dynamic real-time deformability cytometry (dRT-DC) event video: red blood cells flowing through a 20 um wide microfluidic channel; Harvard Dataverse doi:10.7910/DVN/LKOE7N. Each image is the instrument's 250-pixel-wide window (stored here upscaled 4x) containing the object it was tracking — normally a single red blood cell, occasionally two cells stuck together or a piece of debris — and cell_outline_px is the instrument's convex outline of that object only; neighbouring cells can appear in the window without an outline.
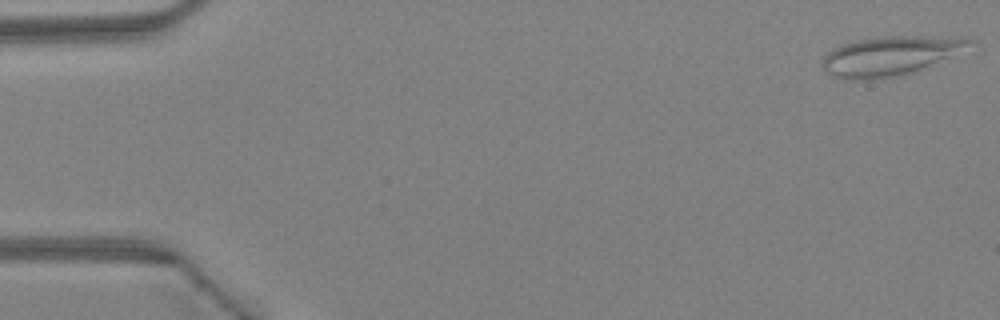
{"species": "Egyptian fruit bat (a non-hibernating species)", "species_latin": "Rousettus aegyptiacus", "temperature_condition": "warm", "stored_images_in_passage": 45, "camera_frame_rate_fps": 3000, "um_per_image_px": 0.085, "animal": {"sex": "female"}, "frame": {"image": 1, "passage_image": 1, "time_ms": 0.0, "image_size_px": [1000, 320], "cell_outline_px": [[972, 40], [948, 56], [916, 72], [904, 76], [876, 80], [844, 80], [832, 76], [824, 72], [824, 56], [832, 48], [840, 44], [856, 40], [884, 36], [924, 36]], "centroid_in_image_um": [75.44, 4.8], "position_along_channel_um": 9.6, "area_um2": 33.06}}
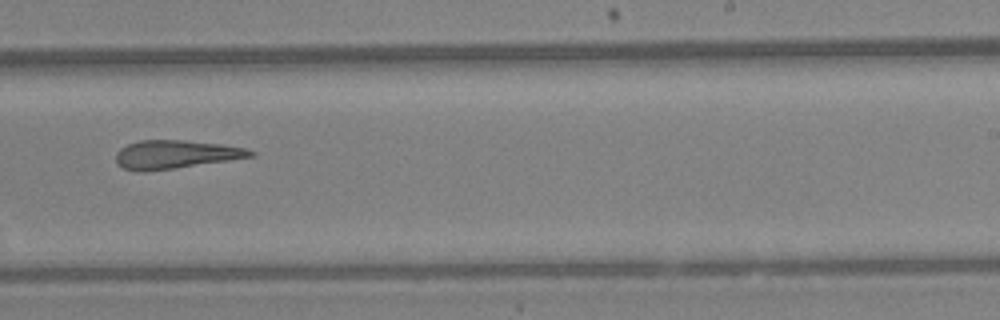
{"frame": {"image": 2, "passage_image": 28, "time_ms": 9.0, "image_size_px": [1000, 320], "cell_outline_px": [[256, 156], [176, 168], [144, 172], [140, 172], [124, 168], [116, 164], [116, 152], [120, 148], [128, 144], [140, 140], [184, 140], [220, 144], [244, 148], [256, 152]], "centroid_in_image_um": [14.9, 13.13], "position_along_channel_um": 274.1, "area_um2": 22.31}}
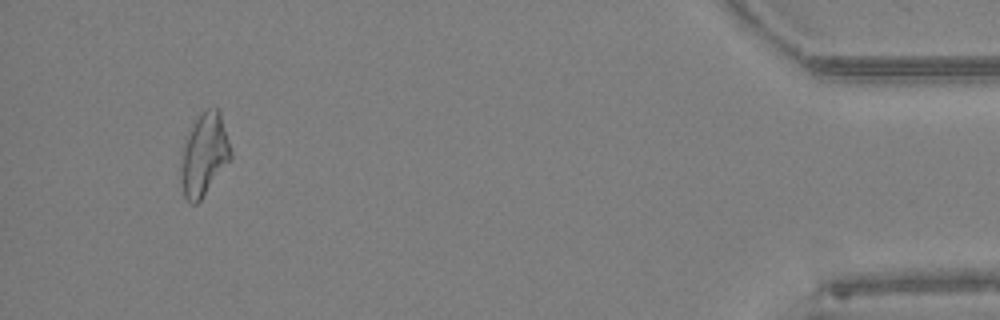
{"frame": {"image": 3, "passage_image": 42, "time_ms": 13.667, "image_size_px": [1000, 320], "cell_outline_px": [[232, 160], [200, 200], [196, 204], [192, 204], [184, 196], [180, 180], [180, 152], [184, 140], [196, 116], [200, 112], [208, 108], [216, 108], [220, 112], [232, 152]], "centroid_in_image_um": [17.33, 13.14], "position_along_channel_um": 417.9, "area_um2": 24.51}}